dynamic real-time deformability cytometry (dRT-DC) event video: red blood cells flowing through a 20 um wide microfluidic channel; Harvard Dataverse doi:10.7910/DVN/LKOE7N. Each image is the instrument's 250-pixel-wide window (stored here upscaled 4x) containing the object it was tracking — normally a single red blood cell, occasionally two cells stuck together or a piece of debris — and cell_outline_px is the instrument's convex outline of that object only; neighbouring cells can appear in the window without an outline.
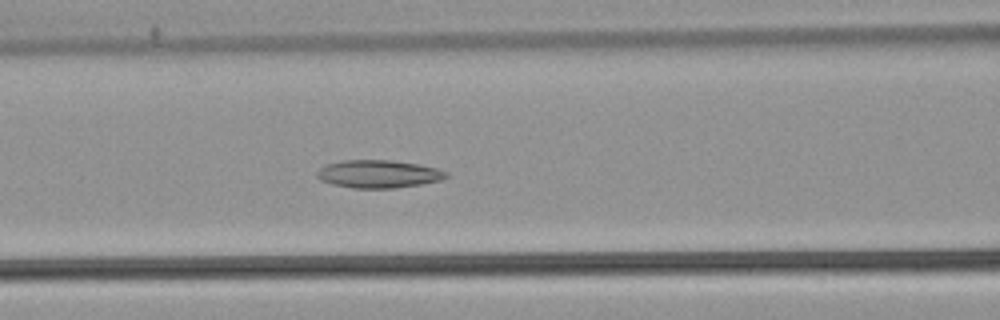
{"species": "common noctule bat (a hibernating species)", "species_latin": "Nyctalus noctula", "temperature_condition": "warm", "stored_images_in_passage": 25, "camera_frame_rate_fps": 3000, "um_per_image_px": 0.085, "animal": {"sex": "male", "body_mass_g": 21.5, "forearm_length_mm": 52.0}, "frame": {"image": 1, "passage_image": 11, "time_ms": 3.333, "image_size_px": [1000, 320], "cell_outline_px": [[448, 176], [440, 180], [420, 184], [396, 188], [352, 188], [332, 184], [320, 180], [316, 176], [316, 172], [320, 168], [328, 164], [344, 160], [388, 160], [416, 164], [436, 168], [448, 172]], "centroid_in_image_um": [32.14, 14.79], "position_along_channel_um": 134.5, "area_um2": 20.81}}
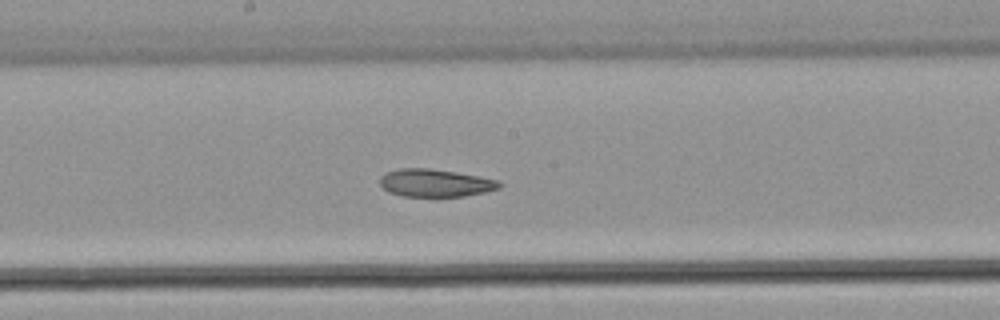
{"frame": {"image": 2, "passage_image": 17, "time_ms": 5.333, "image_size_px": [1000, 320], "cell_outline_px": [[504, 184], [500, 188], [484, 192], [464, 196], [404, 196], [388, 192], [380, 184], [380, 176], [384, 172], [396, 168], [428, 168], [456, 172], [500, 180]], "centroid_in_image_um": [36.99, 15.54], "position_along_channel_um": 211.2, "area_um2": 19.42}}
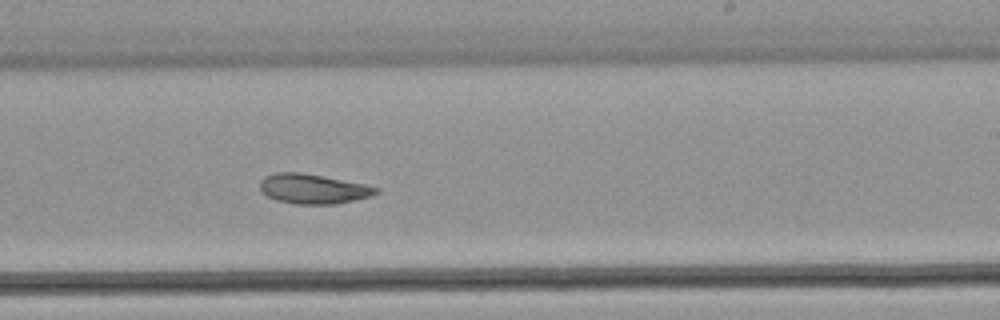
{"frame": {"image": 3, "passage_image": 21, "time_ms": 6.667, "image_size_px": [1000, 320], "cell_outline_px": [[380, 192], [372, 196], [336, 204], [296, 204], [276, 200], [260, 192], [260, 180], [264, 176], [276, 172], [300, 172], [364, 184], [380, 188]], "centroid_in_image_um": [26.6, 16.05], "position_along_channel_um": 262.4, "area_um2": 20.17}}